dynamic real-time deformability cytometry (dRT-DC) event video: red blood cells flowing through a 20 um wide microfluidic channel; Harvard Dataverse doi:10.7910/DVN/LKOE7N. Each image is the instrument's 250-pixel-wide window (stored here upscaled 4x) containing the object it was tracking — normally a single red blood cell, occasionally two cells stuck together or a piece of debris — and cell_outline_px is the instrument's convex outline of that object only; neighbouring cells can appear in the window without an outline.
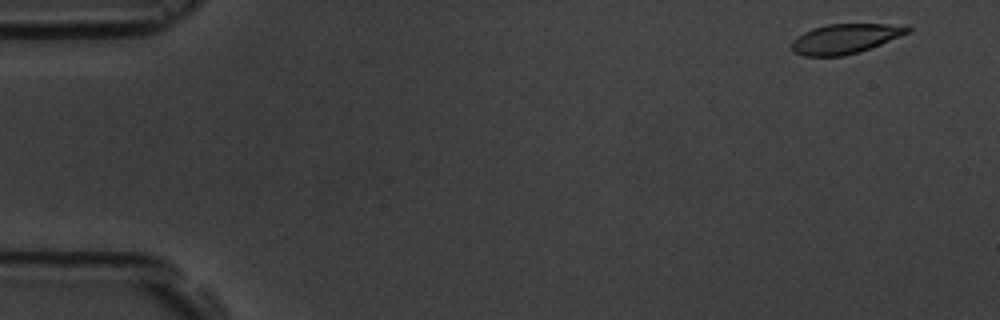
{"species": "common noctule bat (a hibernating species)", "species_latin": "Nyctalus noctula", "temperature_condition": "room temperature", "stored_images_in_passage": 5, "camera_frame_rate_fps": 3000, "um_per_image_px": 0.085, "animal": {"sex": "male", "body_mass_g": 19.5, "forearm_length_mm": 54.6}, "frame": {"image": 1, "passage_image": 1, "time_ms": 0.0, "image_size_px": [1000, 320], "cell_outline_px": [[912, 32], [860, 52], [844, 56], [804, 56], [792, 52], [792, 40], [804, 32], [812, 28], [828, 24], [908, 24], [912, 28]], "centroid_in_image_um": [71.9, 3.28], "position_along_channel_um": 13.1, "area_um2": 20.4}}
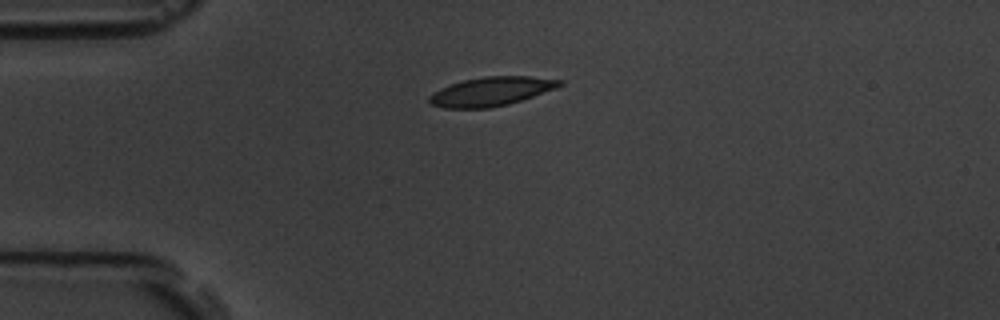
{"frame": {"image": 2, "passage_image": 4, "time_ms": 3.667, "image_size_px": [1000, 320], "cell_outline_px": [[564, 84], [556, 88], [508, 104], [488, 108], [444, 108], [428, 104], [428, 96], [432, 92], [440, 88], [464, 80], [484, 76], [532, 76], [564, 80]], "centroid_in_image_um": [41.72, 7.77], "position_along_channel_um": 43.3, "area_um2": 22.02}}